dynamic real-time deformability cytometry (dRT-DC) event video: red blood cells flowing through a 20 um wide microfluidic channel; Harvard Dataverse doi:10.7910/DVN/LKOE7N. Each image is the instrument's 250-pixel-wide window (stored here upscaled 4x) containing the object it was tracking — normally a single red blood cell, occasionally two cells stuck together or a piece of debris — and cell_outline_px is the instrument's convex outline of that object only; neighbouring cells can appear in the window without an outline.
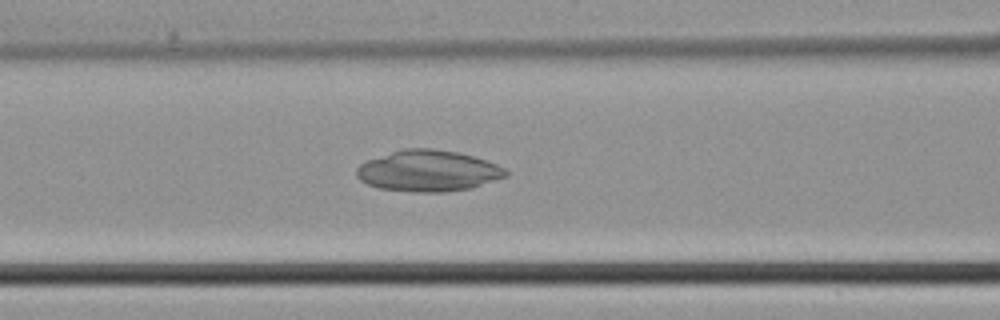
{"species": "common noctule bat (a hibernating species)", "species_latin": "Nyctalus noctula", "temperature_condition": "cold", "stored_images_in_passage": 32, "camera_frame_rate_fps": 3000, "um_per_image_px": 0.085, "animal": {"sex": "male", "body_mass_g": 21.5, "forearm_length_mm": 52.0}, "frame": {"image": 1, "passage_image": 9, "time_ms": 2.667, "image_size_px": [1000, 320], "cell_outline_px": [[508, 176], [472, 188], [448, 192], [416, 192], [380, 188], [368, 184], [360, 180], [356, 176], [356, 168], [360, 164], [368, 160], [404, 148], [432, 148], [460, 152], [496, 164], [504, 168], [508, 172]], "centroid_in_image_um": [36.41, 14.53], "position_along_channel_um": 130.2, "area_um2": 35.78}}
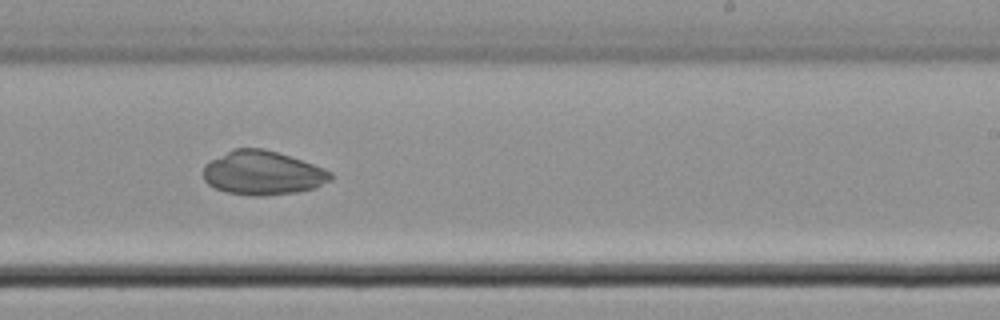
{"frame": {"image": 2, "passage_image": 18, "time_ms": 5.667, "image_size_px": [1000, 320], "cell_outline_px": [[332, 180], [316, 188], [296, 192], [264, 196], [252, 196], [224, 192], [208, 184], [204, 180], [204, 164], [232, 148], [264, 148], [324, 168], [332, 172]], "centroid_in_image_um": [22.32, 14.71], "position_along_channel_um": 266.7, "area_um2": 32.71}}
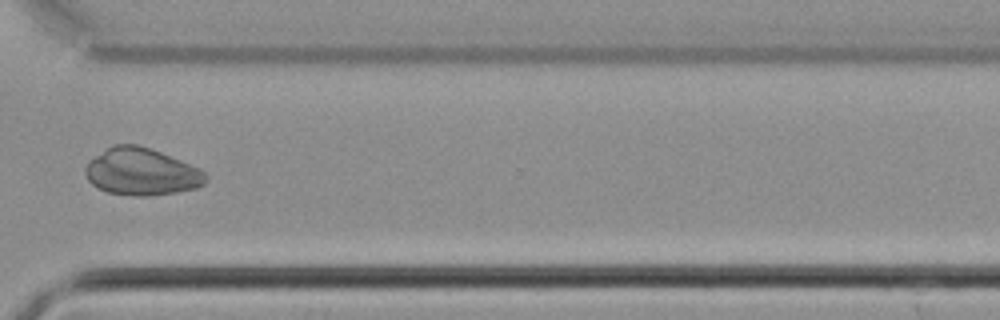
{"frame": {"image": 3, "passage_image": 24, "time_ms": 7.667, "image_size_px": [1000, 320], "cell_outline_px": [[208, 180], [204, 184], [196, 188], [176, 192], [148, 196], [132, 196], [108, 192], [92, 184], [88, 180], [84, 172], [84, 168], [88, 160], [108, 148], [116, 144], [136, 144], [160, 152], [200, 168], [208, 176]], "centroid_in_image_um": [12.03, 14.61], "position_along_channel_um": 358.6, "area_um2": 33.0}}